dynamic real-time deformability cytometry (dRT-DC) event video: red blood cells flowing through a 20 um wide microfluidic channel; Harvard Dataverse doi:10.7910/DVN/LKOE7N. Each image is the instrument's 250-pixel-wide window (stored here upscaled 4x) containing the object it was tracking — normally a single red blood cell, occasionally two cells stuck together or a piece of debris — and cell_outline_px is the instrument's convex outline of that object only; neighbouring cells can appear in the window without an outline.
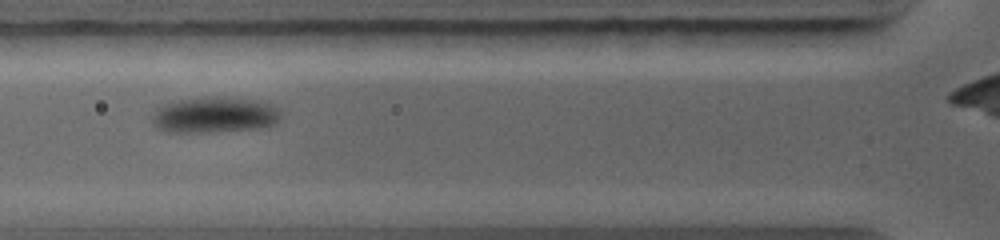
{"species": "common noctule bat (a hibernating species)", "species_latin": "Nyctalus noctula", "temperature_condition": "warm", "stored_images_in_passage": 6, "camera_frame_rate_fps": 5000, "um_per_image_px": 0.085, "animal": {"sex": "female", "body_mass_g": 19.0, "forearm_length_mm": 56.7}, "frame": {"image": 1, "passage_image": 3, "time_ms": 1.6, "image_size_px": [1000, 240], "cell_outline_px": [[280, 120], [276, 124], [260, 128], [208, 132], [168, 132], [156, 128], [152, 124], [152, 116], [156, 108], [160, 104], [176, 100], [208, 96], [216, 96], [260, 100], [272, 104], [280, 112]], "centroid_in_image_um": [18.21, 9.75], "position_along_channel_um": 107.6, "area_um2": 27.46}}
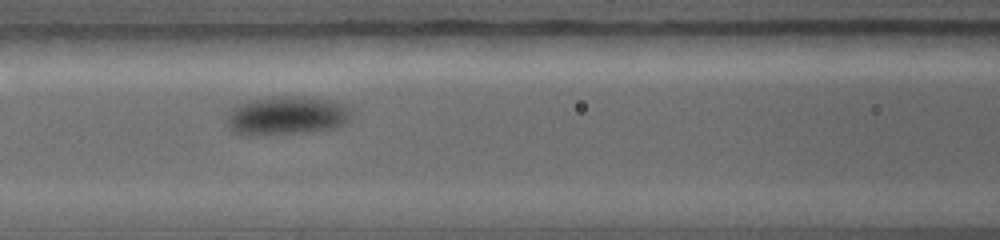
{"frame": {"image": 2, "passage_image": 4, "time_ms": 2.4, "image_size_px": [1000, 240], "cell_outline_px": [[348, 120], [340, 128], [308, 132], [248, 136], [244, 136], [232, 132], [224, 124], [232, 108], [236, 104], [252, 100], [272, 96], [304, 96], [332, 100], [348, 104]], "centroid_in_image_um": [24.33, 9.84], "position_along_channel_um": 142.3, "area_um2": 28.73}}